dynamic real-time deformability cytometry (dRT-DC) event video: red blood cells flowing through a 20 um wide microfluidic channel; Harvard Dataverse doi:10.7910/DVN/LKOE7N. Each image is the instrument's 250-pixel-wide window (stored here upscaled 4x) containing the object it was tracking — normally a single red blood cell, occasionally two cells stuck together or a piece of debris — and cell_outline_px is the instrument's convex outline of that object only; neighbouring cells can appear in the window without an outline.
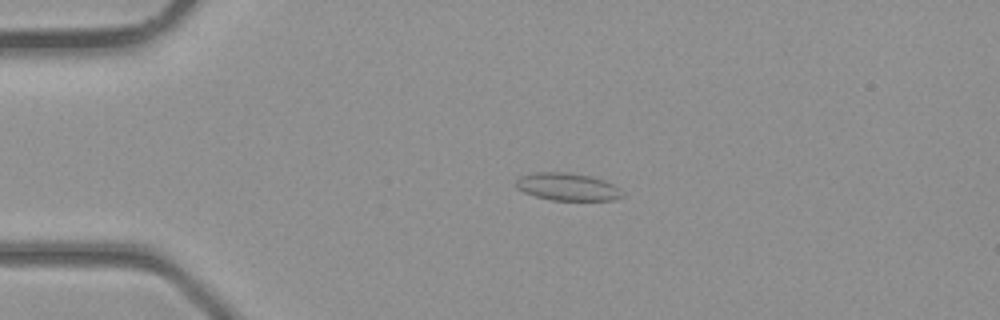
{"species": "common noctule bat (a hibernating species)", "species_latin": "Nyctalus noctula", "temperature_condition": "room temperature", "stored_images_in_passage": 39, "camera_frame_rate_fps": 3000, "um_per_image_px": 0.085, "animal": {"sex": "male", "body_mass_g": 23.1, "forearm_length_mm": 52.7}, "frame": {"image": 1, "passage_image": 9, "time_ms": 2.667, "image_size_px": [1000, 320], "cell_outline_px": [[624, 196], [612, 200], [552, 200], [536, 196], [524, 192], [516, 188], [516, 180], [520, 176], [536, 172], [568, 172], [592, 176], [604, 180], [612, 184]], "centroid_in_image_um": [48.2, 15.87], "position_along_channel_um": 36.8, "area_um2": 16.94}}
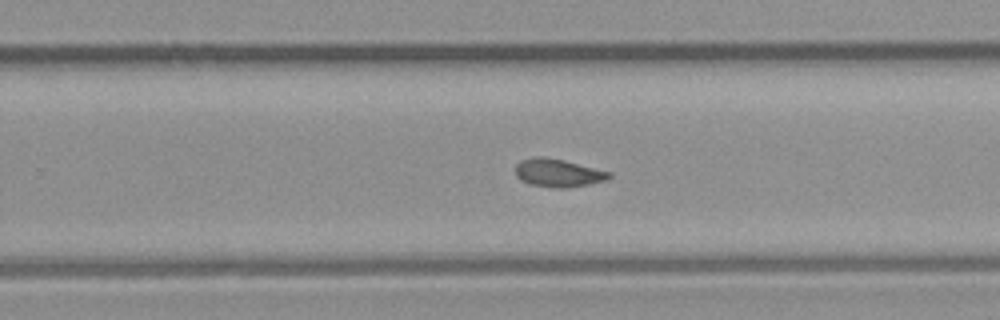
{"frame": {"image": 2, "passage_image": 25, "time_ms": 8.0, "image_size_px": [1000, 320], "cell_outline_px": [[612, 176], [608, 180], [568, 188], [552, 188], [528, 184], [520, 180], [516, 176], [516, 164], [520, 160], [536, 156], [544, 156], [564, 160], [612, 172]], "centroid_in_image_um": [47.44, 14.7], "position_along_channel_um": 282.4, "area_um2": 15.61}}
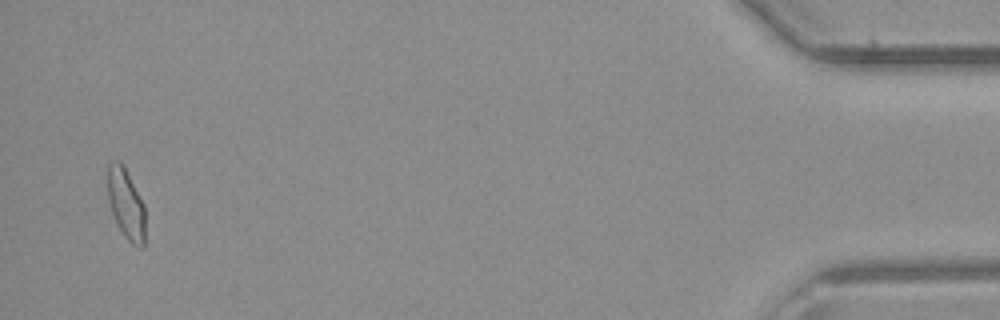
{"frame": {"image": 3, "passage_image": 38, "time_ms": 12.333, "image_size_px": [1000, 320], "cell_outline_px": [[144, 248], [140, 248], [132, 244], [124, 236], [116, 224], [108, 200], [108, 164], [116, 160], [120, 160], [144, 204]], "centroid_in_image_um": [10.7, 17.37], "position_along_channel_um": 424.5, "area_um2": 15.26}}